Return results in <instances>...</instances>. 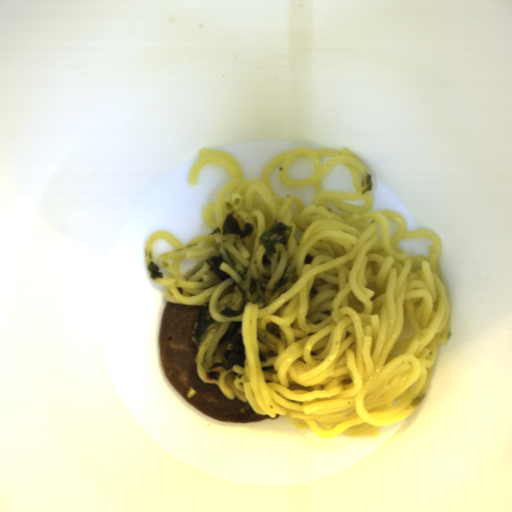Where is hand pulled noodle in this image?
Here are the masks:
<instances>
[{
	"instance_id": "hand-pulled-noodle-1",
	"label": "hand pulled noodle",
	"mask_w": 512,
	"mask_h": 512,
	"mask_svg": "<svg viewBox=\"0 0 512 512\" xmlns=\"http://www.w3.org/2000/svg\"><path fill=\"white\" fill-rule=\"evenodd\" d=\"M187 183L197 186L207 164L224 168L231 180L216 201L202 211L212 231L187 244L163 229L148 235L143 248L147 266L154 261L167 286L170 304L208 305L215 320L199 338L194 362L203 383L216 385L228 399L249 404L255 413L288 417L297 429L331 439L377 437L378 426L409 418L422 403L432 377L436 352L451 336V299L439 261L442 241L430 229L408 231L396 210L370 211L367 168L344 147H295L272 158L261 179L244 180L235 156L220 149L200 148ZM319 156H331L321 168ZM314 162L312 176L293 180L288 164L297 157ZM283 162V163H282ZM282 163L279 176L288 188L315 186L316 196L304 206L296 197L274 194L270 174ZM336 163L350 169L356 193L322 191L321 179ZM365 199L364 207L342 200ZM325 199L340 211L336 213ZM233 212L241 229L255 230L245 239L222 235L225 215ZM399 230L390 239L387 220ZM294 226L289 252L265 256L258 235L275 221ZM408 231V232H407ZM428 238L430 261L395 246L402 239ZM164 238L176 249L154 259L152 243ZM223 252L220 270L230 274L220 282L205 259ZM204 258L180 272L184 258ZM210 270V271H209ZM243 280L248 302L242 314L226 317L224 304L239 309L241 292L232 282ZM232 322H242L246 365L223 366L229 339L218 345Z\"/></svg>"
}]
</instances>
